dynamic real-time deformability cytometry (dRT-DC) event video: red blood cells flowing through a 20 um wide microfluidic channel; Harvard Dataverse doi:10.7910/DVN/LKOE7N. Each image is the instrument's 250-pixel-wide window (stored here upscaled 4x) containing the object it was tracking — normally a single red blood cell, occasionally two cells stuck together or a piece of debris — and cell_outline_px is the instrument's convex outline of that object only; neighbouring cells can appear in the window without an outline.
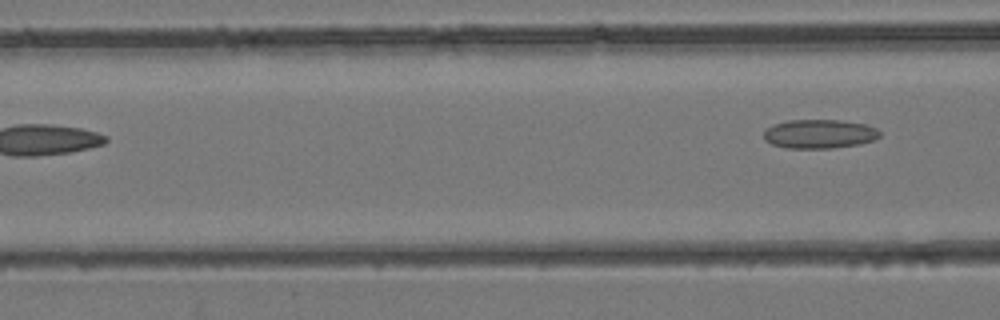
{"species": "common noctule bat (a hibernating species)", "species_latin": "Nyctalus noctula", "temperature_condition": "room temperature", "stored_images_in_passage": 7, "camera_frame_rate_fps": 3000, "um_per_image_px": 0.085, "animal": {"sex": "female", "body_mass_g": 24.6, "forearm_length_mm": 56.2}, "frame": {"image": 1, "passage_image": 7, "time_ms": 2.0, "image_size_px": [1000, 320], "cell_outline_px": [[880, 136], [876, 140], [860, 144], [832, 148], [784, 148], [772, 144], [764, 140], [764, 132], [772, 124], [788, 120], [844, 120], [864, 124], [876, 128], [880, 132]], "centroid_in_image_um": [69.66, 11.38], "position_along_channel_um": 96.9, "area_um2": 19.77}}